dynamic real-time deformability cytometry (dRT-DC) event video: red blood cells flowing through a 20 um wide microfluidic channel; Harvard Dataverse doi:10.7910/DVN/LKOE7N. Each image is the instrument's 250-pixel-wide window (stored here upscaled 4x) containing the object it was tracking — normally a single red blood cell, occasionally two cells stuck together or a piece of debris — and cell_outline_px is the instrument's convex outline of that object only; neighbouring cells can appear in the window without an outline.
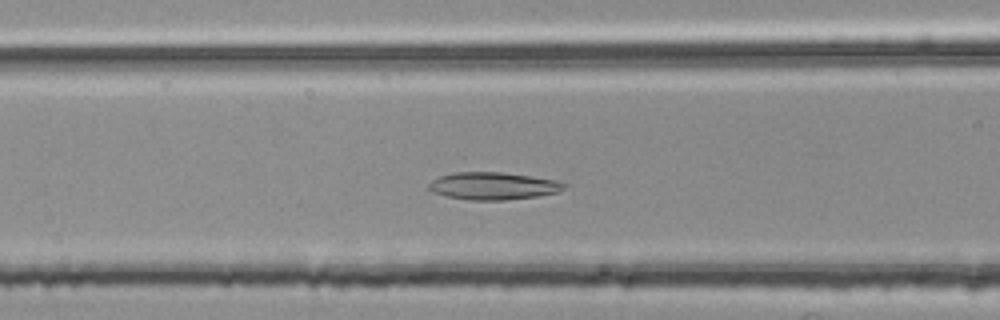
{"species": "common noctule bat (a hibernating species)", "species_latin": "Nyctalus noctula", "temperature_condition": "room temperature", "stored_images_in_passage": 46, "segment_of_instrument_passage": [1, 2], "camera_frame_rate_fps": 3000, "um_per_image_px": 0.085, "animal": {"sex": "female", "body_mass_g": 25.1}, "frame": {"image": 1, "passage_image": 17, "time_ms": 5.333, "image_size_px": [1000, 320], "cell_outline_px": [[568, 184], [564, 188], [556, 192], [536, 196], [504, 200], [468, 200], [448, 196], [432, 192], [428, 188], [428, 184], [432, 180], [440, 176], [452, 172], [500, 172], [556, 180]], "centroid_in_image_um": [41.88, 15.8], "position_along_channel_um": 124.7, "area_um2": 21.44}}
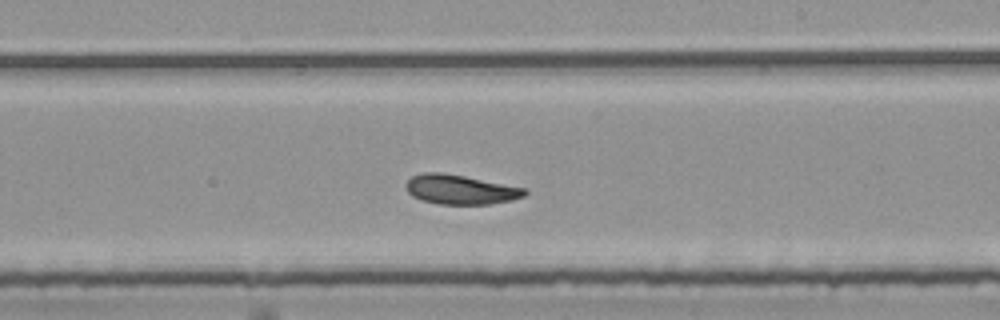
{"frame": {"image": 2, "passage_image": 27, "time_ms": 8.667, "image_size_px": [1000, 320], "cell_outline_px": [[528, 192], [524, 196], [512, 200], [488, 204], [440, 204], [420, 200], [412, 196], [404, 188], [404, 184], [412, 176], [424, 172], [440, 172], [464, 176], [524, 188]], "centroid_in_image_um": [39.08, 16.11], "position_along_channel_um": 249.9, "area_um2": 20.35}}
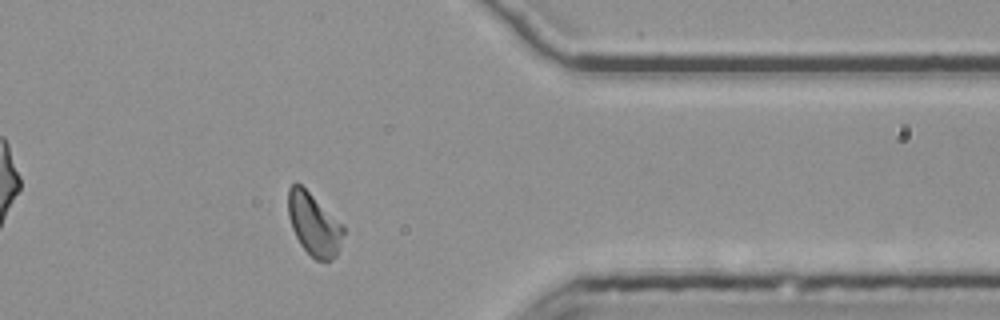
{"frame": {"image": 3, "passage_image": 39, "time_ms": 12.667, "image_size_px": [1000, 320], "cell_outline_px": [[344, 232], [336, 256], [332, 260], [316, 260], [300, 244], [292, 228], [288, 216], [288, 188], [296, 180], [344, 224]], "centroid_in_image_um": [26.68, 19.03], "position_along_channel_um": 384.7, "area_um2": 20.11}}